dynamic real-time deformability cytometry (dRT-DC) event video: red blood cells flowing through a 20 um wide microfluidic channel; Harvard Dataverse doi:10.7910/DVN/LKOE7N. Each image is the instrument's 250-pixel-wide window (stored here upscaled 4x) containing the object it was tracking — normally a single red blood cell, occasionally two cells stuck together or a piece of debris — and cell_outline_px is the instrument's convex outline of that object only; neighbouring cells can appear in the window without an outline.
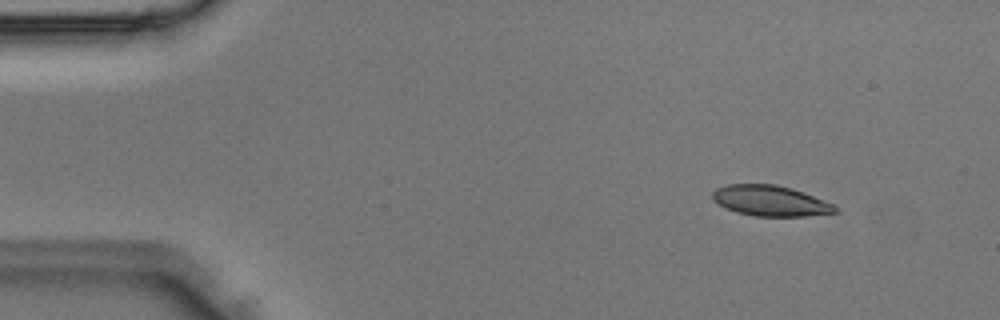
{"species": "Egyptian fruit bat (a non-hibernating species)", "species_latin": "Rousettus aegyptiacus", "temperature_condition": "room temperature", "stored_images_in_passage": 49, "camera_frame_rate_fps": 3000, "um_per_image_px": 0.085, "animal": {"sex": "male"}, "frame": {"image": 1, "passage_image": 6, "time_ms": 1.667, "image_size_px": [1000, 320], "cell_outline_px": [[840, 212], [804, 216], [756, 216], [736, 212], [724, 208], [712, 196], [712, 192], [716, 188], [728, 184], [776, 184], [792, 188], [836, 204]], "centroid_in_image_um": [65.53, 17.06], "position_along_channel_um": 19.5, "area_um2": 21.96}}
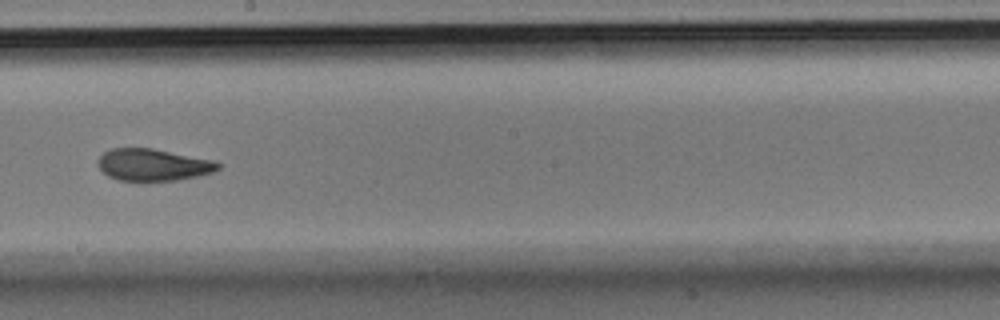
{"frame": {"image": 2, "passage_image": 28, "time_ms": 9.0, "image_size_px": [1000, 320], "cell_outline_px": [[220, 168], [212, 172], [196, 176], [176, 180], [120, 180], [108, 176], [100, 168], [96, 160], [104, 152], [112, 148], [152, 148], [216, 160], [220, 164]], "centroid_in_image_um": [13.02, 13.99], "position_along_channel_um": 235.2, "area_um2": 22.25}}
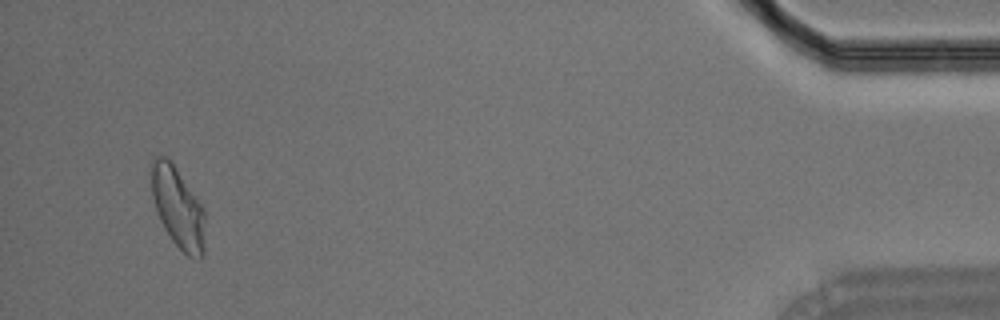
{"frame": {"image": 3, "passage_image": 47, "time_ms": 15.333, "image_size_px": [1000, 320], "cell_outline_px": [[204, 256], [200, 260], [188, 256], [172, 240], [164, 228], [156, 212], [152, 196], [152, 164], [156, 156], [164, 156], [172, 160], [204, 208]], "centroid_in_image_um": [15.14, 17.65], "position_along_channel_um": 420.1, "area_um2": 25.32}}